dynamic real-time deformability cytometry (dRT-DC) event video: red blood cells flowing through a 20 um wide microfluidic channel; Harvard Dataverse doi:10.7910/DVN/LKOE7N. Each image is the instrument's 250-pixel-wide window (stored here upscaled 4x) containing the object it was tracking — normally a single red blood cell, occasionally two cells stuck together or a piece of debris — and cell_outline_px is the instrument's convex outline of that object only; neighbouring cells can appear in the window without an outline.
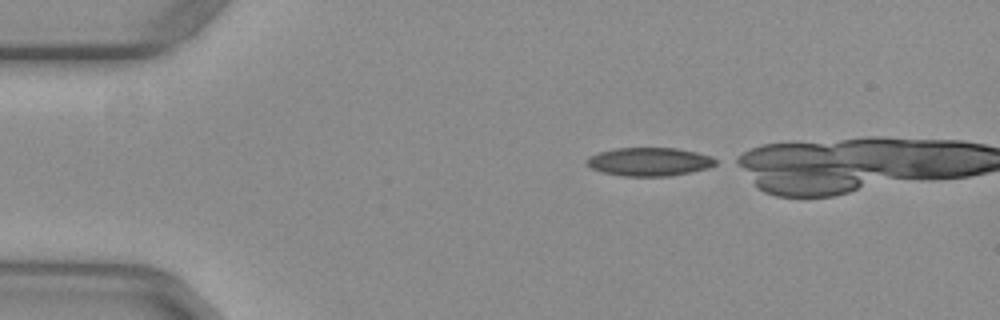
{"species": "common noctule bat (a hibernating species)", "species_latin": "Nyctalus noctula", "temperature_condition": "warm", "stored_images_in_passage": 34, "camera_frame_rate_fps": 3000, "um_per_image_px": 0.085, "animal": {"sex": "female", "body_mass_g": 29.2, "forearm_length_mm": 56.3}, "frame": {"image": 1, "passage_image": 1, "time_ms": 0.0, "image_size_px": [1000, 320], "cell_outline_px": [[720, 160], [716, 164], [708, 168], [668, 176], [624, 176], [604, 172], [592, 168], [584, 160], [588, 156], [600, 152], [616, 148], [676, 148], [696, 152], [712, 156]], "centroid_in_image_um": [55.22, 13.74], "position_along_channel_um": 29.8, "area_um2": 21.27}}
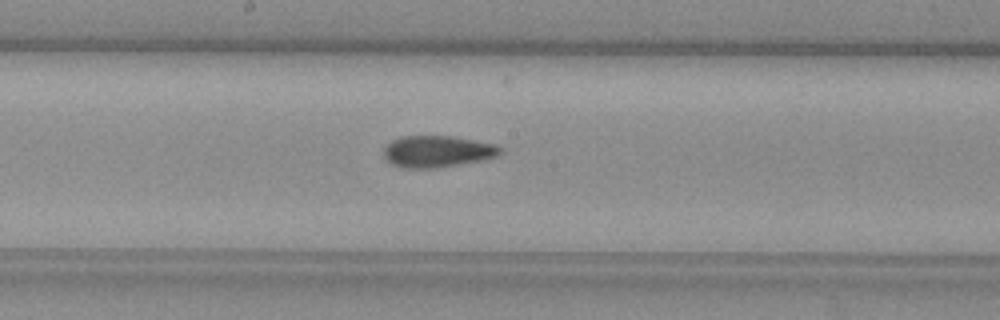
{"frame": {"image": 2, "passage_image": 19, "time_ms": 6.0, "image_size_px": [1000, 320], "cell_outline_px": [[504, 152], [496, 156], [480, 160], [436, 168], [400, 168], [392, 164], [384, 156], [384, 148], [392, 140], [400, 136], [448, 136], [496, 144], [504, 148]], "centroid_in_image_um": [37.17, 12.87], "position_along_channel_um": 211.0, "area_um2": 21.39}}
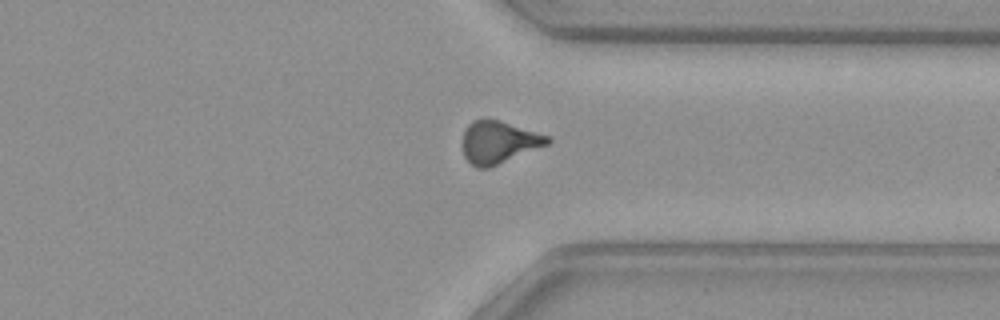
{"frame": {"image": 3, "passage_image": 31, "time_ms": 10.0, "image_size_px": [1000, 320], "cell_outline_px": [[552, 140], [548, 144], [488, 168], [476, 168], [464, 156], [460, 144], [464, 128], [472, 120], [484, 116], [488, 116], [552, 136]], "centroid_in_image_um": [42.34, 12.03], "position_along_channel_um": 369.1, "area_um2": 21.73}}